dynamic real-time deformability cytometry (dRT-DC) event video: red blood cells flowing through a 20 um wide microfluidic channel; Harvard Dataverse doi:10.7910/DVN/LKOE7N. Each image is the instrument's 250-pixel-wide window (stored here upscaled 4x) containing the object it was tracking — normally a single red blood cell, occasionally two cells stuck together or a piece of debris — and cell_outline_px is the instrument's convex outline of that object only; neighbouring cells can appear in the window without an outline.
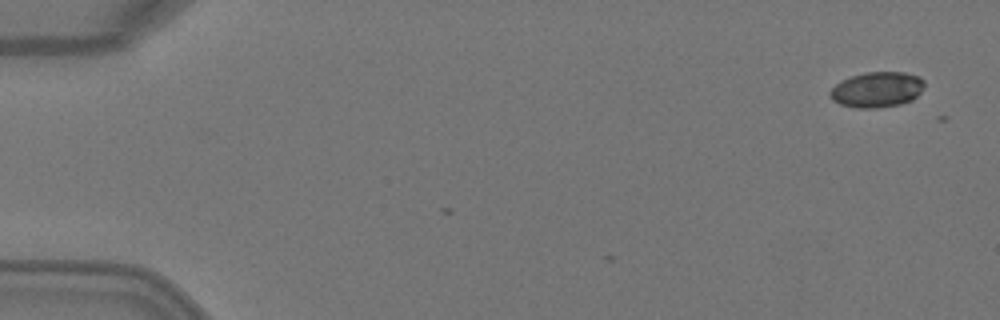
{"species": "Egyptian fruit bat (a non-hibernating species)", "species_latin": "Rousettus aegyptiacus", "temperature_condition": "warm", "stored_images_in_passage": 2, "camera_frame_rate_fps": 3000, "um_per_image_px": 0.085, "animal": {"sex": "female"}, "frame": {"image": 1, "passage_image": 2, "time_ms": 0.333, "image_size_px": [1000, 320], "cell_outline_px": [[924, 88], [912, 100], [900, 104], [876, 108], [856, 108], [840, 104], [832, 100], [828, 96], [828, 92], [840, 80], [864, 72], [904, 72], [920, 76], [924, 80]], "centroid_in_image_um": [74.53, 7.61], "position_along_channel_um": 10.5, "area_um2": 19.71}}